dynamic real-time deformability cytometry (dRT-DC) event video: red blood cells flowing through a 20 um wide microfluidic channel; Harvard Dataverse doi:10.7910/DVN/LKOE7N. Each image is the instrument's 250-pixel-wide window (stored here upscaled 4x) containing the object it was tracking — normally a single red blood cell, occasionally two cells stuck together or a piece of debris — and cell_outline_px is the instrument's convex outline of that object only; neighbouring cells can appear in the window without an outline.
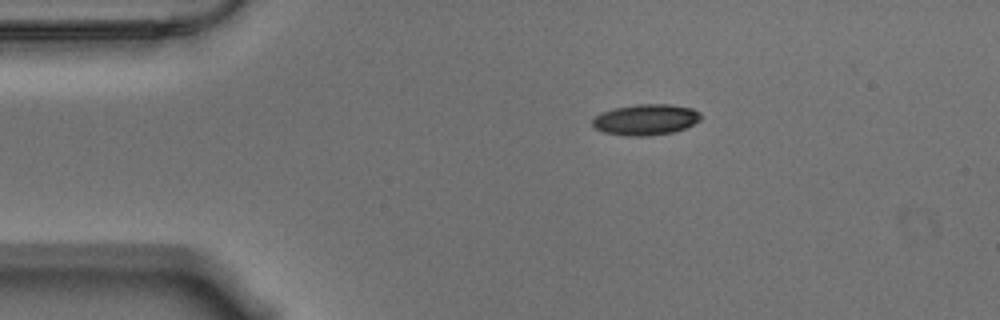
{"species": "Egyptian fruit bat (a non-hibernating species)", "species_latin": "Rousettus aegyptiacus", "temperature_condition": "warm", "stored_images_in_passage": 47, "camera_frame_rate_fps": 3000, "um_per_image_px": 0.085, "animal": {"sex": "male"}, "frame": {"image": 1, "passage_image": 1, "time_ms": 0.0, "image_size_px": [1000, 320], "cell_outline_px": [[700, 120], [684, 128], [672, 132], [648, 136], [624, 136], [604, 132], [596, 128], [592, 124], [592, 120], [600, 112], [616, 108], [636, 104], [668, 104], [692, 108], [700, 112]], "centroid_in_image_um": [54.87, 10.17], "position_along_channel_um": 30.1, "area_um2": 19.42}}
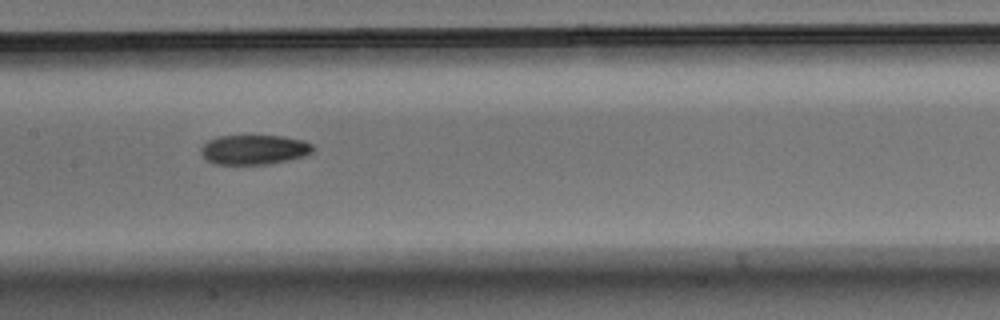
{"frame": {"image": 2, "passage_image": 18, "time_ms": 5.667, "image_size_px": [1000, 320], "cell_outline_px": [[316, 148], [312, 152], [304, 156], [288, 160], [268, 164], [216, 164], [208, 160], [200, 152], [200, 148], [208, 140], [220, 136], [284, 136], [304, 140], [312, 144]], "centroid_in_image_um": [21.64, 12.71], "position_along_channel_um": 185.8, "area_um2": 19.36}}
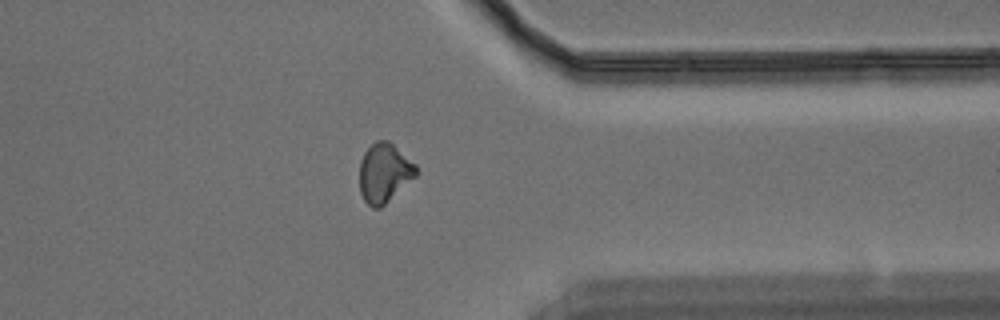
{"frame": {"image": 3, "passage_image": 35, "time_ms": 11.333, "image_size_px": [1000, 320], "cell_outline_px": [[416, 176], [380, 208], [372, 208], [364, 200], [360, 192], [360, 160], [364, 152], [376, 140], [388, 140], [416, 164]], "centroid_in_image_um": [32.65, 14.69], "position_along_channel_um": 378.8, "area_um2": 19.36}, "authors_computed_cell_mechanics": {"area_um2": 19.363, "velocity_mm_per_s": 3.5494, "shape_relaxation_time_tau1_ms": 6.6988, "shape_relaxation_time_tau2_ms": 4.7314, "deformation_change_tau1": 0.1582, "deformation_change_tau2": 0.0904}}